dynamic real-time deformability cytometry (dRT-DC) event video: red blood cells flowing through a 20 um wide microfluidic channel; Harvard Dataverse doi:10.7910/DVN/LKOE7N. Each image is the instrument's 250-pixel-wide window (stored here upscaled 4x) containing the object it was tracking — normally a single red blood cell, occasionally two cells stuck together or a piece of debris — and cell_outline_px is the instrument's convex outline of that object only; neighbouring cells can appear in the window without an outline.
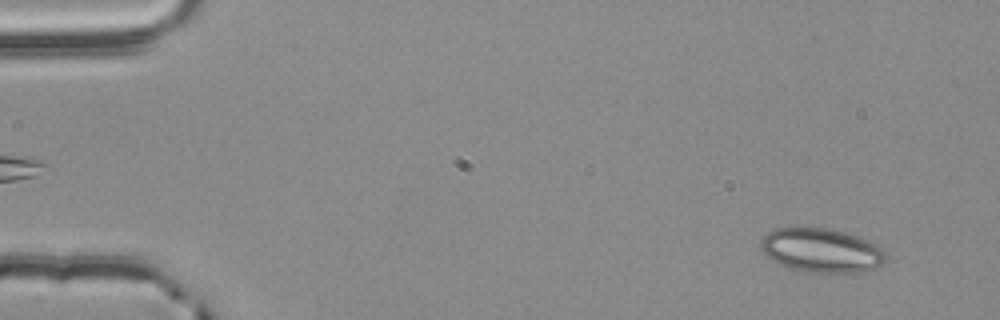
{"species": "common noctule bat (a hibernating species)", "species_latin": "Nyctalus noctula", "temperature_condition": "room temperature", "stored_images_in_passage": 55, "camera_frame_rate_fps": 3000, "um_per_image_px": 0.085, "animal": {"sex": "male", "body_mass_g": 20.4}, "frame": {"image": 1, "passage_image": 4, "time_ms": 1.0, "image_size_px": [1000, 320], "cell_outline_px": [[884, 260], [880, 264], [872, 268], [852, 276], [800, 272], [788, 268], [772, 260], [764, 252], [760, 244], [760, 240], [768, 232], [776, 228], [828, 228], [860, 236], [884, 248]], "centroid_in_image_um": [69.85, 21.33], "position_along_channel_um": 15.2, "area_um2": 32.89}}
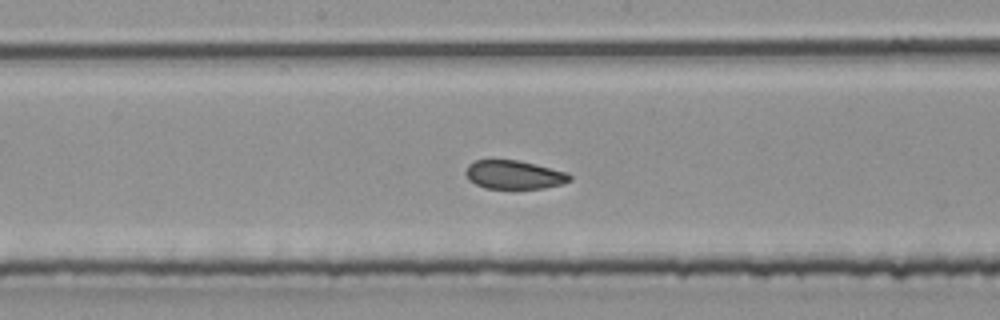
{"frame": {"image": 2, "passage_image": 29, "time_ms": 9.333, "image_size_px": [1000, 320], "cell_outline_px": [[572, 180], [560, 184], [544, 188], [484, 188], [468, 180], [464, 172], [468, 164], [476, 160], [516, 160], [536, 164], [568, 172], [572, 176]], "centroid_in_image_um": [43.69, 14.85], "position_along_channel_um": 204.5, "area_um2": 17.4}}
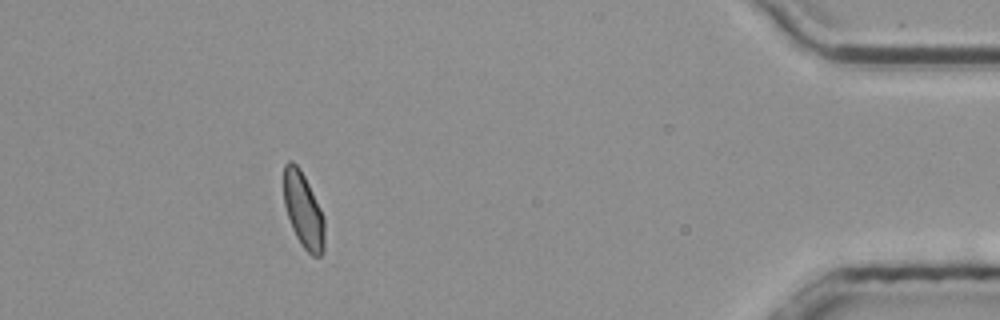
{"frame": {"image": 3, "passage_image": 50, "time_ms": 16.333, "image_size_px": [1000, 320], "cell_outline_px": [[324, 252], [320, 256], [312, 256], [300, 244], [292, 228], [284, 204], [284, 164], [288, 160], [292, 160], [300, 168], [320, 208], [324, 220]], "centroid_in_image_um": [25.78, 17.88], "position_along_channel_um": 409.4, "area_um2": 17.8}, "authors_computed_cell_mechanics": {"area_um2": 18.6116, "velocity_mm_per_s": 3.7699, "shape_relaxation_time_tau1_ms": null, "shape_relaxation_time_tau2_ms": 1.4123, "deformation_change_tau1": null, "deformation_change_tau2": 0.0639}}